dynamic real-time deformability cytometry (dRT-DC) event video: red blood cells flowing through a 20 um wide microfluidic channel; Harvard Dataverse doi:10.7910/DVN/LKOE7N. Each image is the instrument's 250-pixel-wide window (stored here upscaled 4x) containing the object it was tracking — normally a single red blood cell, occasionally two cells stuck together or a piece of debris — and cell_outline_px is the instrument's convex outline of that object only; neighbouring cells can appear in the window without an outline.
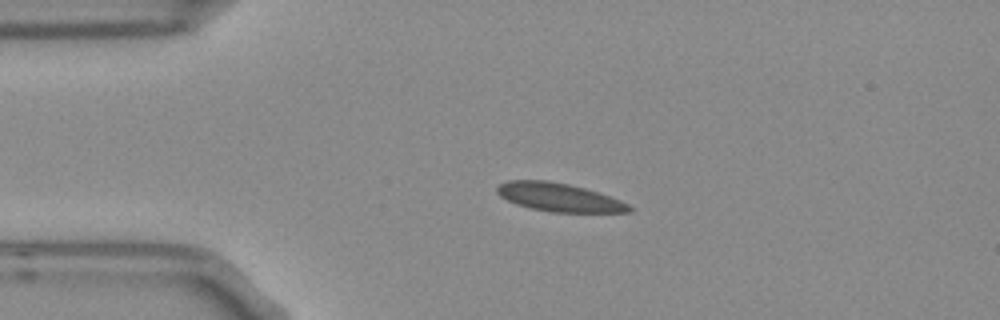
{"species": "Egyptian fruit bat (a non-hibernating species)", "species_latin": "Rousettus aegyptiacus", "temperature_condition": "room temperature", "stored_images_in_passage": 5, "camera_frame_rate_fps": 3000, "um_per_image_px": 0.085, "frame": {"image": 1, "passage_image": 3, "time_ms": 0.667, "image_size_px": [1000, 320], "cell_outline_px": [[632, 212], [552, 212], [532, 208], [516, 204], [500, 196], [496, 192], [496, 188], [500, 184], [508, 180], [548, 180], [568, 184], [584, 188], [620, 200], [628, 204], [632, 208]], "centroid_in_image_um": [47.49, 16.76], "position_along_channel_um": 37.5, "area_um2": 21.62}}
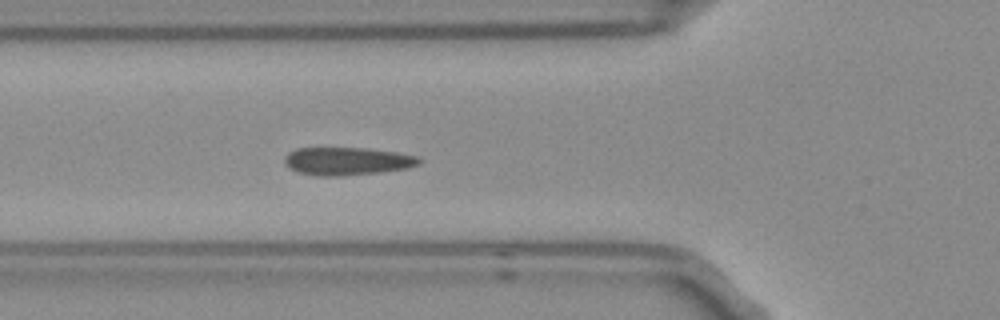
{"frame": {"image": 2, "passage_image": 5, "time_ms": 1.333, "image_size_px": [1000, 320], "cell_outline_px": [[420, 164], [408, 168], [380, 172], [340, 176], [320, 176], [300, 172], [292, 168], [284, 160], [284, 156], [288, 152], [296, 148], [368, 148], [400, 152], [420, 156]], "centroid_in_image_um": [29.58, 13.68], "position_along_channel_um": 96.2, "area_um2": 21.91}}